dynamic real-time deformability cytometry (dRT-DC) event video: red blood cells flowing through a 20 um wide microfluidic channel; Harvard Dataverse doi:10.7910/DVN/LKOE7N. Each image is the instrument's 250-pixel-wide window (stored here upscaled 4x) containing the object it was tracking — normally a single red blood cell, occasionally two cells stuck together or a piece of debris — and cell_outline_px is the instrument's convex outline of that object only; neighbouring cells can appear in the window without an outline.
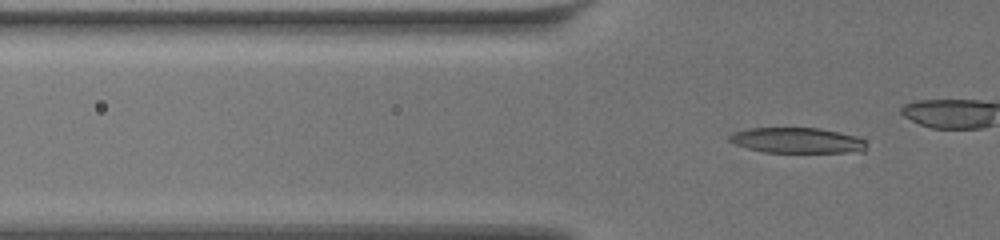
{"species": "common noctule bat (a hibernating species)", "species_latin": "Nyctalus noctula", "temperature_condition": "warm", "stored_images_in_passage": 50, "camera_frame_rate_fps": 3000, "um_per_image_px": 0.085, "animal": {"sex": "female", "body_mass_g": 19.5, "forearm_length_mm": 54.1}, "frame": {"image": 1, "passage_image": 22, "time_ms": 7.0, "image_size_px": [1000, 240], "cell_outline_px": [[864, 152], [764, 152], [748, 148], [736, 144], [728, 140], [728, 136], [732, 132], [748, 128], [820, 128], [856, 136], [864, 140]], "centroid_in_image_um": [67.72, 11.93], "position_along_channel_um": 58.1, "area_um2": 20.23}}
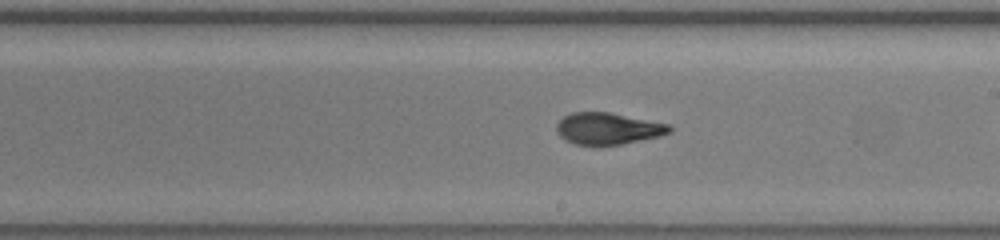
{"frame": {"image": 2, "passage_image": 38, "time_ms": 12.333, "image_size_px": [1000, 240], "cell_outline_px": [[672, 132], [660, 136], [600, 148], [596, 148], [576, 144], [564, 140], [556, 132], [556, 124], [564, 116], [572, 112], [608, 112], [672, 124]], "centroid_in_image_um": [51.67, 10.96], "position_along_channel_um": 237.3, "area_um2": 21.5}}
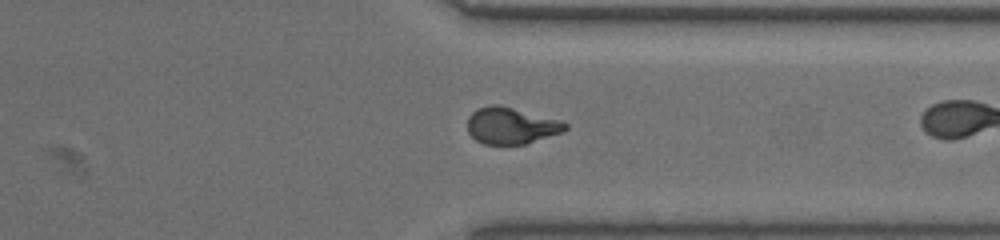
{"frame": {"image": 3, "passage_image": 49, "time_ms": 16.0, "image_size_px": [1000, 240], "cell_outline_px": [[568, 128], [564, 132], [524, 144], [484, 144], [476, 140], [468, 132], [468, 116], [476, 108], [492, 104], [500, 104], [560, 120], [568, 124]], "centroid_in_image_um": [43.45, 10.67], "position_along_channel_um": 368.0, "area_um2": 20.98}}